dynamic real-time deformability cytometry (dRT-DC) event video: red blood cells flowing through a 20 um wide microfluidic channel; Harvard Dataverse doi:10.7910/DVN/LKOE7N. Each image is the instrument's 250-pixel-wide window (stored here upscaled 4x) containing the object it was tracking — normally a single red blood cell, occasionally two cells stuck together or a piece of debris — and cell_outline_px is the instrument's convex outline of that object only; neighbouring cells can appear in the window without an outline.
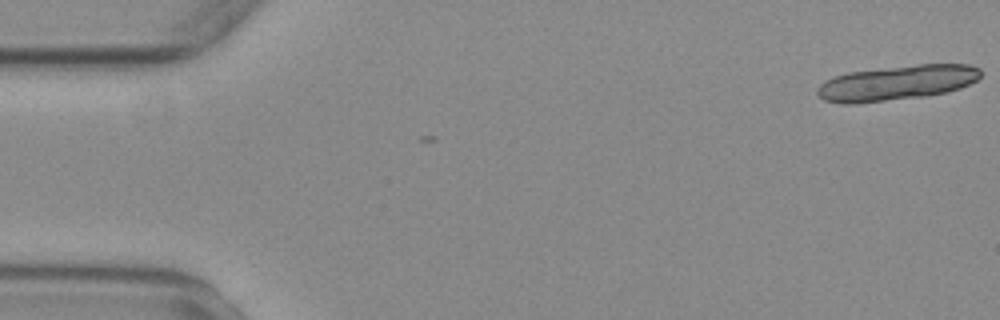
{"species": "common noctule bat (a hibernating species)", "species_latin": "Nyctalus noctula", "temperature_condition": "warm", "stored_images_in_passage": 3, "camera_frame_rate_fps": 3000, "um_per_image_px": 0.085, "animal": {"sex": "female", "body_mass_g": 29.2, "forearm_length_mm": 56.3}, "frame": {"image": 1, "passage_image": 1, "time_ms": 0.0, "image_size_px": [1000, 320], "cell_outline_px": [[980, 76], [976, 80], [960, 88], [948, 92], [924, 96], [856, 104], [840, 104], [824, 100], [816, 92], [816, 88], [824, 80], [832, 76], [848, 72], [916, 64], [968, 64], [980, 68]], "centroid_in_image_um": [76.18, 7.04], "position_along_channel_um": 8.8, "area_um2": 33.47}}